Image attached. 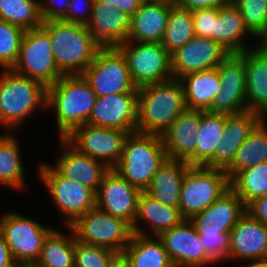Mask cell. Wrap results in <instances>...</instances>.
<instances>
[{
    "label": "cell",
    "mask_w": 267,
    "mask_h": 267,
    "mask_svg": "<svg viewBox=\"0 0 267 267\" xmlns=\"http://www.w3.org/2000/svg\"><path fill=\"white\" fill-rule=\"evenodd\" d=\"M136 132L160 135L187 109L180 79L148 84L137 88Z\"/></svg>",
    "instance_id": "obj_1"
},
{
    "label": "cell",
    "mask_w": 267,
    "mask_h": 267,
    "mask_svg": "<svg viewBox=\"0 0 267 267\" xmlns=\"http://www.w3.org/2000/svg\"><path fill=\"white\" fill-rule=\"evenodd\" d=\"M96 98L82 75H63L47 88L46 110L54 108L60 138L67 137L76 127L87 124Z\"/></svg>",
    "instance_id": "obj_2"
},
{
    "label": "cell",
    "mask_w": 267,
    "mask_h": 267,
    "mask_svg": "<svg viewBox=\"0 0 267 267\" xmlns=\"http://www.w3.org/2000/svg\"><path fill=\"white\" fill-rule=\"evenodd\" d=\"M42 27L50 36L53 58L63 75H81L102 48L86 25L52 20Z\"/></svg>",
    "instance_id": "obj_3"
},
{
    "label": "cell",
    "mask_w": 267,
    "mask_h": 267,
    "mask_svg": "<svg viewBox=\"0 0 267 267\" xmlns=\"http://www.w3.org/2000/svg\"><path fill=\"white\" fill-rule=\"evenodd\" d=\"M167 158L160 135L133 132L125 139L121 158L113 169L144 192Z\"/></svg>",
    "instance_id": "obj_4"
},
{
    "label": "cell",
    "mask_w": 267,
    "mask_h": 267,
    "mask_svg": "<svg viewBox=\"0 0 267 267\" xmlns=\"http://www.w3.org/2000/svg\"><path fill=\"white\" fill-rule=\"evenodd\" d=\"M0 75V125L5 129L18 125L39 107L46 108L47 88L40 82L3 69Z\"/></svg>",
    "instance_id": "obj_5"
},
{
    "label": "cell",
    "mask_w": 267,
    "mask_h": 267,
    "mask_svg": "<svg viewBox=\"0 0 267 267\" xmlns=\"http://www.w3.org/2000/svg\"><path fill=\"white\" fill-rule=\"evenodd\" d=\"M230 188L227 173L221 169L190 165L182 183L179 197L181 214L185 219L202 212Z\"/></svg>",
    "instance_id": "obj_6"
},
{
    "label": "cell",
    "mask_w": 267,
    "mask_h": 267,
    "mask_svg": "<svg viewBox=\"0 0 267 267\" xmlns=\"http://www.w3.org/2000/svg\"><path fill=\"white\" fill-rule=\"evenodd\" d=\"M12 70L42 83L46 88L63 76L53 58L50 36L43 27L25 31Z\"/></svg>",
    "instance_id": "obj_7"
},
{
    "label": "cell",
    "mask_w": 267,
    "mask_h": 267,
    "mask_svg": "<svg viewBox=\"0 0 267 267\" xmlns=\"http://www.w3.org/2000/svg\"><path fill=\"white\" fill-rule=\"evenodd\" d=\"M54 228H46L14 211L0 218V233L19 267H32L37 262L44 240Z\"/></svg>",
    "instance_id": "obj_8"
},
{
    "label": "cell",
    "mask_w": 267,
    "mask_h": 267,
    "mask_svg": "<svg viewBox=\"0 0 267 267\" xmlns=\"http://www.w3.org/2000/svg\"><path fill=\"white\" fill-rule=\"evenodd\" d=\"M70 227L79 242L116 253L124 251L133 234L128 222L97 207L79 217Z\"/></svg>",
    "instance_id": "obj_9"
},
{
    "label": "cell",
    "mask_w": 267,
    "mask_h": 267,
    "mask_svg": "<svg viewBox=\"0 0 267 267\" xmlns=\"http://www.w3.org/2000/svg\"><path fill=\"white\" fill-rule=\"evenodd\" d=\"M117 48L125 56L131 80L137 88L174 78L171 54L161 43L124 42Z\"/></svg>",
    "instance_id": "obj_10"
},
{
    "label": "cell",
    "mask_w": 267,
    "mask_h": 267,
    "mask_svg": "<svg viewBox=\"0 0 267 267\" xmlns=\"http://www.w3.org/2000/svg\"><path fill=\"white\" fill-rule=\"evenodd\" d=\"M97 97L118 93H138L125 56L117 47L101 48L81 74Z\"/></svg>",
    "instance_id": "obj_11"
},
{
    "label": "cell",
    "mask_w": 267,
    "mask_h": 267,
    "mask_svg": "<svg viewBox=\"0 0 267 267\" xmlns=\"http://www.w3.org/2000/svg\"><path fill=\"white\" fill-rule=\"evenodd\" d=\"M37 169L39 178L64 215V224L71 226L79 217L96 207V192L81 183L59 175L49 164H41Z\"/></svg>",
    "instance_id": "obj_12"
},
{
    "label": "cell",
    "mask_w": 267,
    "mask_h": 267,
    "mask_svg": "<svg viewBox=\"0 0 267 267\" xmlns=\"http://www.w3.org/2000/svg\"><path fill=\"white\" fill-rule=\"evenodd\" d=\"M129 132L84 124L65 137L81 153L114 168L119 162Z\"/></svg>",
    "instance_id": "obj_13"
},
{
    "label": "cell",
    "mask_w": 267,
    "mask_h": 267,
    "mask_svg": "<svg viewBox=\"0 0 267 267\" xmlns=\"http://www.w3.org/2000/svg\"><path fill=\"white\" fill-rule=\"evenodd\" d=\"M221 89L208 112L237 114L247 110L244 52L230 54L218 67Z\"/></svg>",
    "instance_id": "obj_14"
},
{
    "label": "cell",
    "mask_w": 267,
    "mask_h": 267,
    "mask_svg": "<svg viewBox=\"0 0 267 267\" xmlns=\"http://www.w3.org/2000/svg\"><path fill=\"white\" fill-rule=\"evenodd\" d=\"M230 54L211 38L194 36L171 54L173 77L180 79L188 73L217 68Z\"/></svg>",
    "instance_id": "obj_15"
},
{
    "label": "cell",
    "mask_w": 267,
    "mask_h": 267,
    "mask_svg": "<svg viewBox=\"0 0 267 267\" xmlns=\"http://www.w3.org/2000/svg\"><path fill=\"white\" fill-rule=\"evenodd\" d=\"M140 194L139 189L111 168L104 175L96 192V207L122 218L132 226L136 218Z\"/></svg>",
    "instance_id": "obj_16"
},
{
    "label": "cell",
    "mask_w": 267,
    "mask_h": 267,
    "mask_svg": "<svg viewBox=\"0 0 267 267\" xmlns=\"http://www.w3.org/2000/svg\"><path fill=\"white\" fill-rule=\"evenodd\" d=\"M174 267H204L215 264L207 255L194 225L185 219L159 236Z\"/></svg>",
    "instance_id": "obj_17"
},
{
    "label": "cell",
    "mask_w": 267,
    "mask_h": 267,
    "mask_svg": "<svg viewBox=\"0 0 267 267\" xmlns=\"http://www.w3.org/2000/svg\"><path fill=\"white\" fill-rule=\"evenodd\" d=\"M137 96L138 93H118L97 97L87 124L136 132Z\"/></svg>",
    "instance_id": "obj_18"
},
{
    "label": "cell",
    "mask_w": 267,
    "mask_h": 267,
    "mask_svg": "<svg viewBox=\"0 0 267 267\" xmlns=\"http://www.w3.org/2000/svg\"><path fill=\"white\" fill-rule=\"evenodd\" d=\"M262 119L259 114L249 110L226 115L222 140L214 155L203 166L226 171L232 165L237 150Z\"/></svg>",
    "instance_id": "obj_19"
},
{
    "label": "cell",
    "mask_w": 267,
    "mask_h": 267,
    "mask_svg": "<svg viewBox=\"0 0 267 267\" xmlns=\"http://www.w3.org/2000/svg\"><path fill=\"white\" fill-rule=\"evenodd\" d=\"M63 154L51 166L59 175L77 181L97 192L102 179L110 169L102 161L81 153L66 138H60ZM62 145V146H61Z\"/></svg>",
    "instance_id": "obj_20"
},
{
    "label": "cell",
    "mask_w": 267,
    "mask_h": 267,
    "mask_svg": "<svg viewBox=\"0 0 267 267\" xmlns=\"http://www.w3.org/2000/svg\"><path fill=\"white\" fill-rule=\"evenodd\" d=\"M245 212L242 199L229 188L207 209L193 215L189 221L198 234L212 235L230 232Z\"/></svg>",
    "instance_id": "obj_21"
},
{
    "label": "cell",
    "mask_w": 267,
    "mask_h": 267,
    "mask_svg": "<svg viewBox=\"0 0 267 267\" xmlns=\"http://www.w3.org/2000/svg\"><path fill=\"white\" fill-rule=\"evenodd\" d=\"M202 118V110H184L162 134L168 158L195 165L196 136Z\"/></svg>",
    "instance_id": "obj_22"
},
{
    "label": "cell",
    "mask_w": 267,
    "mask_h": 267,
    "mask_svg": "<svg viewBox=\"0 0 267 267\" xmlns=\"http://www.w3.org/2000/svg\"><path fill=\"white\" fill-rule=\"evenodd\" d=\"M86 26L102 48L117 47L127 41L130 17L116 7L94 0L91 18Z\"/></svg>",
    "instance_id": "obj_23"
},
{
    "label": "cell",
    "mask_w": 267,
    "mask_h": 267,
    "mask_svg": "<svg viewBox=\"0 0 267 267\" xmlns=\"http://www.w3.org/2000/svg\"><path fill=\"white\" fill-rule=\"evenodd\" d=\"M244 51L247 110L267 116V43Z\"/></svg>",
    "instance_id": "obj_24"
},
{
    "label": "cell",
    "mask_w": 267,
    "mask_h": 267,
    "mask_svg": "<svg viewBox=\"0 0 267 267\" xmlns=\"http://www.w3.org/2000/svg\"><path fill=\"white\" fill-rule=\"evenodd\" d=\"M267 258V226L245 212L230 230V259Z\"/></svg>",
    "instance_id": "obj_25"
},
{
    "label": "cell",
    "mask_w": 267,
    "mask_h": 267,
    "mask_svg": "<svg viewBox=\"0 0 267 267\" xmlns=\"http://www.w3.org/2000/svg\"><path fill=\"white\" fill-rule=\"evenodd\" d=\"M184 220L179 207L166 205L147 193L141 192L138 198L136 218L131 227L135 234L157 237L164 231L181 224ZM139 221L147 222L153 234H148L140 228L137 224Z\"/></svg>",
    "instance_id": "obj_26"
},
{
    "label": "cell",
    "mask_w": 267,
    "mask_h": 267,
    "mask_svg": "<svg viewBox=\"0 0 267 267\" xmlns=\"http://www.w3.org/2000/svg\"><path fill=\"white\" fill-rule=\"evenodd\" d=\"M171 7L167 4L144 1L130 18L126 42L161 43Z\"/></svg>",
    "instance_id": "obj_27"
},
{
    "label": "cell",
    "mask_w": 267,
    "mask_h": 267,
    "mask_svg": "<svg viewBox=\"0 0 267 267\" xmlns=\"http://www.w3.org/2000/svg\"><path fill=\"white\" fill-rule=\"evenodd\" d=\"M189 166L186 161L167 158L144 192L159 202L178 207L182 183Z\"/></svg>",
    "instance_id": "obj_28"
},
{
    "label": "cell",
    "mask_w": 267,
    "mask_h": 267,
    "mask_svg": "<svg viewBox=\"0 0 267 267\" xmlns=\"http://www.w3.org/2000/svg\"><path fill=\"white\" fill-rule=\"evenodd\" d=\"M245 34L252 35L246 28L242 15L234 3L216 7L214 41L221 44L231 54L248 50L244 43Z\"/></svg>",
    "instance_id": "obj_29"
},
{
    "label": "cell",
    "mask_w": 267,
    "mask_h": 267,
    "mask_svg": "<svg viewBox=\"0 0 267 267\" xmlns=\"http://www.w3.org/2000/svg\"><path fill=\"white\" fill-rule=\"evenodd\" d=\"M180 80L188 109L208 111L221 89L217 68L188 73Z\"/></svg>",
    "instance_id": "obj_30"
},
{
    "label": "cell",
    "mask_w": 267,
    "mask_h": 267,
    "mask_svg": "<svg viewBox=\"0 0 267 267\" xmlns=\"http://www.w3.org/2000/svg\"><path fill=\"white\" fill-rule=\"evenodd\" d=\"M267 122L262 119L237 150L232 165L225 171L231 181L240 171L267 162Z\"/></svg>",
    "instance_id": "obj_31"
},
{
    "label": "cell",
    "mask_w": 267,
    "mask_h": 267,
    "mask_svg": "<svg viewBox=\"0 0 267 267\" xmlns=\"http://www.w3.org/2000/svg\"><path fill=\"white\" fill-rule=\"evenodd\" d=\"M133 233L124 249L131 267H174L159 237ZM157 238V239H156Z\"/></svg>",
    "instance_id": "obj_32"
},
{
    "label": "cell",
    "mask_w": 267,
    "mask_h": 267,
    "mask_svg": "<svg viewBox=\"0 0 267 267\" xmlns=\"http://www.w3.org/2000/svg\"><path fill=\"white\" fill-rule=\"evenodd\" d=\"M69 237L53 229L45 238L41 254L32 267H75L74 249L76 237L70 226Z\"/></svg>",
    "instance_id": "obj_33"
},
{
    "label": "cell",
    "mask_w": 267,
    "mask_h": 267,
    "mask_svg": "<svg viewBox=\"0 0 267 267\" xmlns=\"http://www.w3.org/2000/svg\"><path fill=\"white\" fill-rule=\"evenodd\" d=\"M226 114L202 110V118L196 136L195 165H204L215 153L222 140Z\"/></svg>",
    "instance_id": "obj_34"
},
{
    "label": "cell",
    "mask_w": 267,
    "mask_h": 267,
    "mask_svg": "<svg viewBox=\"0 0 267 267\" xmlns=\"http://www.w3.org/2000/svg\"><path fill=\"white\" fill-rule=\"evenodd\" d=\"M14 136L11 133L0 134V184L20 191L26 184L20 146Z\"/></svg>",
    "instance_id": "obj_35"
},
{
    "label": "cell",
    "mask_w": 267,
    "mask_h": 267,
    "mask_svg": "<svg viewBox=\"0 0 267 267\" xmlns=\"http://www.w3.org/2000/svg\"><path fill=\"white\" fill-rule=\"evenodd\" d=\"M194 22L191 11L172 6L161 45L170 54L184 46L194 37Z\"/></svg>",
    "instance_id": "obj_36"
},
{
    "label": "cell",
    "mask_w": 267,
    "mask_h": 267,
    "mask_svg": "<svg viewBox=\"0 0 267 267\" xmlns=\"http://www.w3.org/2000/svg\"><path fill=\"white\" fill-rule=\"evenodd\" d=\"M0 20L25 31L42 27L39 0H0Z\"/></svg>",
    "instance_id": "obj_37"
},
{
    "label": "cell",
    "mask_w": 267,
    "mask_h": 267,
    "mask_svg": "<svg viewBox=\"0 0 267 267\" xmlns=\"http://www.w3.org/2000/svg\"><path fill=\"white\" fill-rule=\"evenodd\" d=\"M230 188L242 199L245 206L262 197L267 188V162L240 171L230 181Z\"/></svg>",
    "instance_id": "obj_38"
},
{
    "label": "cell",
    "mask_w": 267,
    "mask_h": 267,
    "mask_svg": "<svg viewBox=\"0 0 267 267\" xmlns=\"http://www.w3.org/2000/svg\"><path fill=\"white\" fill-rule=\"evenodd\" d=\"M244 24L252 37L260 43H267V0H236Z\"/></svg>",
    "instance_id": "obj_39"
},
{
    "label": "cell",
    "mask_w": 267,
    "mask_h": 267,
    "mask_svg": "<svg viewBox=\"0 0 267 267\" xmlns=\"http://www.w3.org/2000/svg\"><path fill=\"white\" fill-rule=\"evenodd\" d=\"M25 30L0 20V67L12 69L16 64Z\"/></svg>",
    "instance_id": "obj_40"
},
{
    "label": "cell",
    "mask_w": 267,
    "mask_h": 267,
    "mask_svg": "<svg viewBox=\"0 0 267 267\" xmlns=\"http://www.w3.org/2000/svg\"><path fill=\"white\" fill-rule=\"evenodd\" d=\"M116 252L75 240V267H108Z\"/></svg>",
    "instance_id": "obj_41"
},
{
    "label": "cell",
    "mask_w": 267,
    "mask_h": 267,
    "mask_svg": "<svg viewBox=\"0 0 267 267\" xmlns=\"http://www.w3.org/2000/svg\"><path fill=\"white\" fill-rule=\"evenodd\" d=\"M199 240L203 244L208 257L218 263L224 259H230V232H219L212 235H200Z\"/></svg>",
    "instance_id": "obj_42"
},
{
    "label": "cell",
    "mask_w": 267,
    "mask_h": 267,
    "mask_svg": "<svg viewBox=\"0 0 267 267\" xmlns=\"http://www.w3.org/2000/svg\"><path fill=\"white\" fill-rule=\"evenodd\" d=\"M191 14L194 22V35L214 40L216 7L195 9L191 11Z\"/></svg>",
    "instance_id": "obj_43"
},
{
    "label": "cell",
    "mask_w": 267,
    "mask_h": 267,
    "mask_svg": "<svg viewBox=\"0 0 267 267\" xmlns=\"http://www.w3.org/2000/svg\"><path fill=\"white\" fill-rule=\"evenodd\" d=\"M80 3L84 5L80 6ZM93 3L94 0H70L67 13L61 20L68 23L87 25L91 18Z\"/></svg>",
    "instance_id": "obj_44"
},
{
    "label": "cell",
    "mask_w": 267,
    "mask_h": 267,
    "mask_svg": "<svg viewBox=\"0 0 267 267\" xmlns=\"http://www.w3.org/2000/svg\"><path fill=\"white\" fill-rule=\"evenodd\" d=\"M69 3L70 0L39 1V10L42 21L47 22L52 20H61L67 13Z\"/></svg>",
    "instance_id": "obj_45"
},
{
    "label": "cell",
    "mask_w": 267,
    "mask_h": 267,
    "mask_svg": "<svg viewBox=\"0 0 267 267\" xmlns=\"http://www.w3.org/2000/svg\"><path fill=\"white\" fill-rule=\"evenodd\" d=\"M245 210L252 218L267 226V198L258 197L250 201Z\"/></svg>",
    "instance_id": "obj_46"
},
{
    "label": "cell",
    "mask_w": 267,
    "mask_h": 267,
    "mask_svg": "<svg viewBox=\"0 0 267 267\" xmlns=\"http://www.w3.org/2000/svg\"><path fill=\"white\" fill-rule=\"evenodd\" d=\"M228 3L227 0H177L176 5L192 11L195 9L220 7Z\"/></svg>",
    "instance_id": "obj_47"
},
{
    "label": "cell",
    "mask_w": 267,
    "mask_h": 267,
    "mask_svg": "<svg viewBox=\"0 0 267 267\" xmlns=\"http://www.w3.org/2000/svg\"><path fill=\"white\" fill-rule=\"evenodd\" d=\"M143 2L144 0H114V7L131 18Z\"/></svg>",
    "instance_id": "obj_48"
},
{
    "label": "cell",
    "mask_w": 267,
    "mask_h": 267,
    "mask_svg": "<svg viewBox=\"0 0 267 267\" xmlns=\"http://www.w3.org/2000/svg\"><path fill=\"white\" fill-rule=\"evenodd\" d=\"M0 267H19L14 261L4 236L0 233Z\"/></svg>",
    "instance_id": "obj_49"
},
{
    "label": "cell",
    "mask_w": 267,
    "mask_h": 267,
    "mask_svg": "<svg viewBox=\"0 0 267 267\" xmlns=\"http://www.w3.org/2000/svg\"><path fill=\"white\" fill-rule=\"evenodd\" d=\"M108 267H131V263L124 252L116 253Z\"/></svg>",
    "instance_id": "obj_50"
},
{
    "label": "cell",
    "mask_w": 267,
    "mask_h": 267,
    "mask_svg": "<svg viewBox=\"0 0 267 267\" xmlns=\"http://www.w3.org/2000/svg\"><path fill=\"white\" fill-rule=\"evenodd\" d=\"M250 262V264L244 265L242 267H267V258L259 260H250Z\"/></svg>",
    "instance_id": "obj_51"
},
{
    "label": "cell",
    "mask_w": 267,
    "mask_h": 267,
    "mask_svg": "<svg viewBox=\"0 0 267 267\" xmlns=\"http://www.w3.org/2000/svg\"><path fill=\"white\" fill-rule=\"evenodd\" d=\"M152 3H162L170 6H176L177 0H144Z\"/></svg>",
    "instance_id": "obj_52"
},
{
    "label": "cell",
    "mask_w": 267,
    "mask_h": 267,
    "mask_svg": "<svg viewBox=\"0 0 267 267\" xmlns=\"http://www.w3.org/2000/svg\"><path fill=\"white\" fill-rule=\"evenodd\" d=\"M114 7V0H100Z\"/></svg>",
    "instance_id": "obj_53"
},
{
    "label": "cell",
    "mask_w": 267,
    "mask_h": 267,
    "mask_svg": "<svg viewBox=\"0 0 267 267\" xmlns=\"http://www.w3.org/2000/svg\"><path fill=\"white\" fill-rule=\"evenodd\" d=\"M262 197H265V198H267V188H266V190L264 191V193H263Z\"/></svg>",
    "instance_id": "obj_54"
},
{
    "label": "cell",
    "mask_w": 267,
    "mask_h": 267,
    "mask_svg": "<svg viewBox=\"0 0 267 267\" xmlns=\"http://www.w3.org/2000/svg\"><path fill=\"white\" fill-rule=\"evenodd\" d=\"M229 3H234L236 0H227Z\"/></svg>",
    "instance_id": "obj_55"
}]
</instances>
